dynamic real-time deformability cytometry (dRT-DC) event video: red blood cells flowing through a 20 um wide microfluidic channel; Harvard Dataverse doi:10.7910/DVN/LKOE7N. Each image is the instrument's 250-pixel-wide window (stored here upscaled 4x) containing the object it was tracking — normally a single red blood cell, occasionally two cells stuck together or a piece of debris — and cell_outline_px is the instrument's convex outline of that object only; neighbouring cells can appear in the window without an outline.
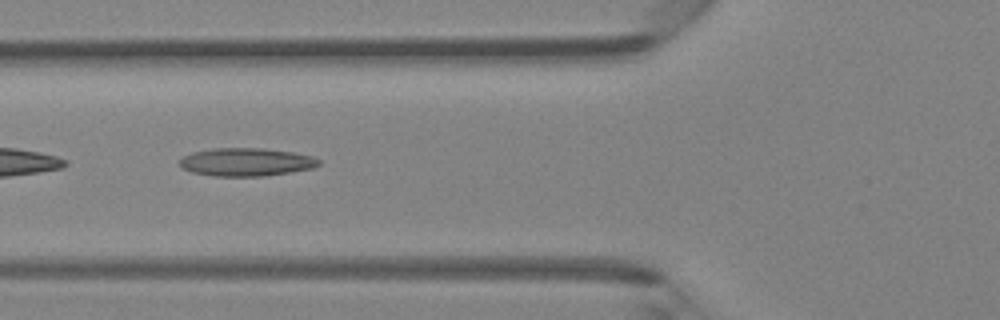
{"species": "Egyptian fruit bat (a non-hibernating species)", "species_latin": "Rousettus aegyptiacus", "temperature_condition": "room temperature", "stored_images_in_passage": 39, "camera_frame_rate_fps": 3000, "um_per_image_px": 0.085, "animal": {"sex": "female"}, "frame": {"image": 1, "passage_image": 10, "time_ms": 3.0, "image_size_px": [1000, 320], "cell_outline_px": [[320, 164], [312, 168], [292, 172], [264, 176], [212, 176], [192, 172], [180, 168], [180, 160], [184, 156], [192, 152], [212, 148], [264, 148], [292, 152], [312, 156], [320, 160]], "centroid_in_image_um": [20.91, 13.77], "position_along_channel_um": 104.9, "area_um2": 22.89}}
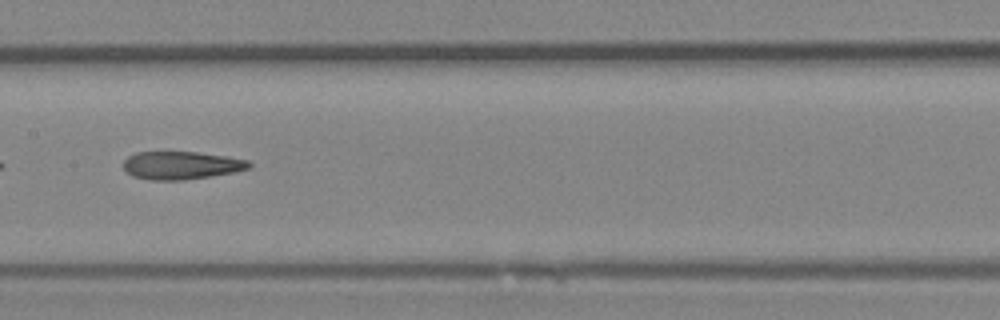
{"frame": {"image": 2, "passage_image": 16, "time_ms": 5.0, "image_size_px": [1000, 320], "cell_outline_px": [[252, 164], [248, 168], [236, 172], [184, 180], [148, 180], [132, 176], [124, 168], [124, 160], [128, 156], [136, 152], [196, 152], [228, 156], [248, 160]], "centroid_in_image_um": [15.41, 14.05], "position_along_channel_um": 192.0, "area_um2": 20.52}}
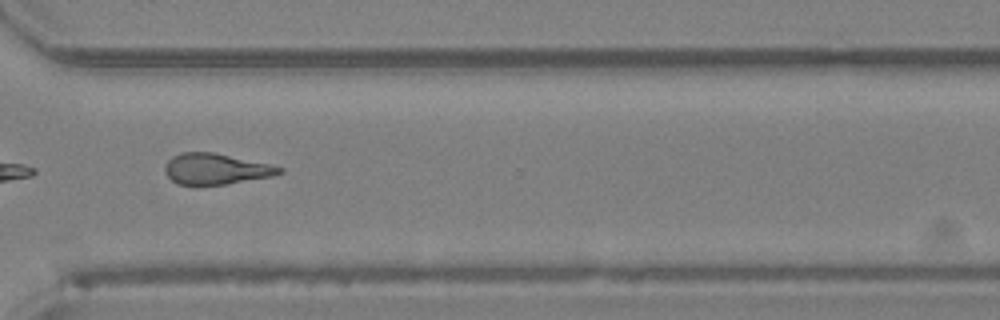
{"frame": {"image": 3, "passage_image": 27, "time_ms": 8.667, "image_size_px": [1000, 320], "cell_outline_px": [[284, 172], [272, 176], [224, 184], [176, 184], [164, 172], [164, 168], [168, 160], [172, 156], [180, 152], [212, 152], [268, 164], [284, 168]], "centroid_in_image_um": [18.31, 14.35], "position_along_channel_um": 352.3, "area_um2": 20.29}, "authors_computed_cell_mechanics": {"area_um2": 20.808, "velocity_mm_per_s": 4.3646, "shape_relaxation_time_tau1_ms": null, "shape_relaxation_time_tau2_ms": 5.8381, "deformation_change_tau1": null, "deformation_change_tau2": 0.1996}}